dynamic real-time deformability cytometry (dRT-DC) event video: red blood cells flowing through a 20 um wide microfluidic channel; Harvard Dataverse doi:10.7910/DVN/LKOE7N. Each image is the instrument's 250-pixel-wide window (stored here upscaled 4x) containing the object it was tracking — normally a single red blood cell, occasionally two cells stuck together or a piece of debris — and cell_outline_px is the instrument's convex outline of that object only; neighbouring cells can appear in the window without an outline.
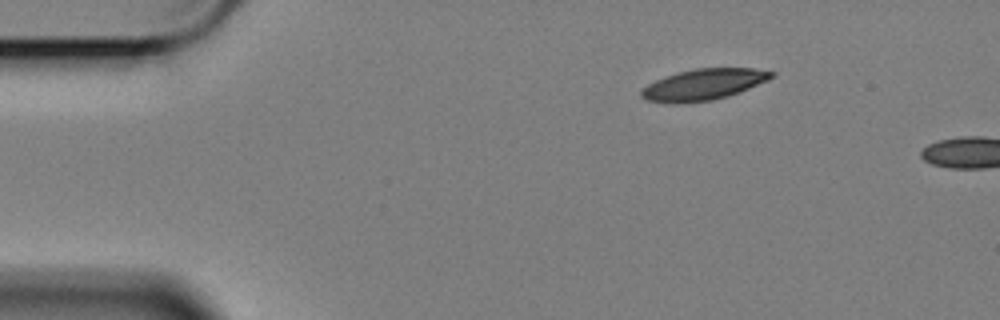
{"species": "Egyptian fruit bat (a non-hibernating species)", "species_latin": "Rousettus aegyptiacus", "temperature_condition": "cold", "stored_images_in_passage": 47, "camera_frame_rate_fps": 3000, "um_per_image_px": 0.085, "animal": {"sex": "female"}, "frame": {"image": 1, "passage_image": 1, "time_ms": 0.0, "image_size_px": [1000, 320], "cell_outline_px": [[776, 76], [768, 80], [740, 92], [728, 96], [712, 100], [676, 104], [672, 104], [648, 100], [640, 96], [640, 92], [648, 84], [664, 76], [696, 68], [752, 68], [776, 72]], "centroid_in_image_um": [59.82, 7.18], "position_along_channel_um": 25.2, "area_um2": 23.64}}
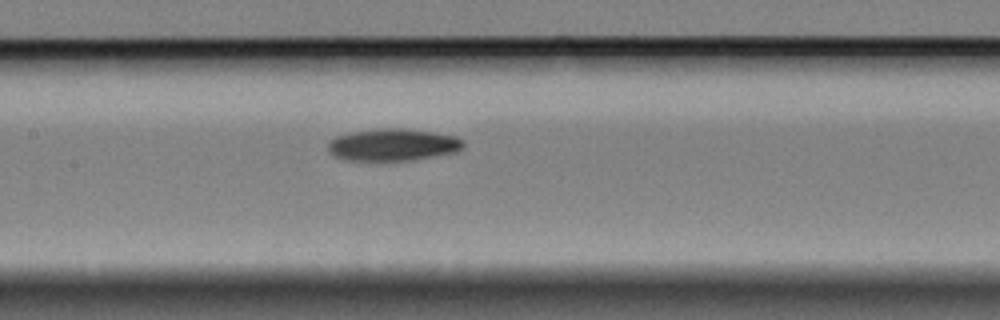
{"frame": {"image": 2, "passage_image": 20, "time_ms": 6.333, "image_size_px": [1000, 320], "cell_outline_px": [[464, 148], [456, 152], [416, 160], [384, 164], [344, 160], [328, 152], [328, 144], [336, 136], [352, 132], [380, 128], [404, 128], [432, 132], [456, 136], [464, 140]], "centroid_in_image_um": [33.4, 12.36], "position_along_channel_um": 174.0, "area_um2": 26.47}}
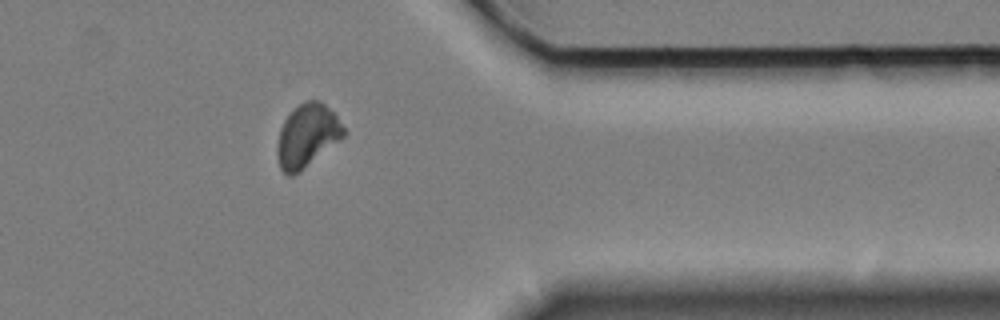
{"frame": {"image": 3, "passage_image": 40, "time_ms": 13.0, "image_size_px": [1000, 320], "cell_outline_px": [[348, 132], [344, 136], [300, 172], [292, 176], [288, 176], [280, 168], [276, 152], [276, 144], [280, 128], [284, 120], [292, 108], [304, 100], [320, 100], [336, 116]], "centroid_in_image_um": [26.08, 11.52], "position_along_channel_um": 385.3, "area_um2": 24.62}}